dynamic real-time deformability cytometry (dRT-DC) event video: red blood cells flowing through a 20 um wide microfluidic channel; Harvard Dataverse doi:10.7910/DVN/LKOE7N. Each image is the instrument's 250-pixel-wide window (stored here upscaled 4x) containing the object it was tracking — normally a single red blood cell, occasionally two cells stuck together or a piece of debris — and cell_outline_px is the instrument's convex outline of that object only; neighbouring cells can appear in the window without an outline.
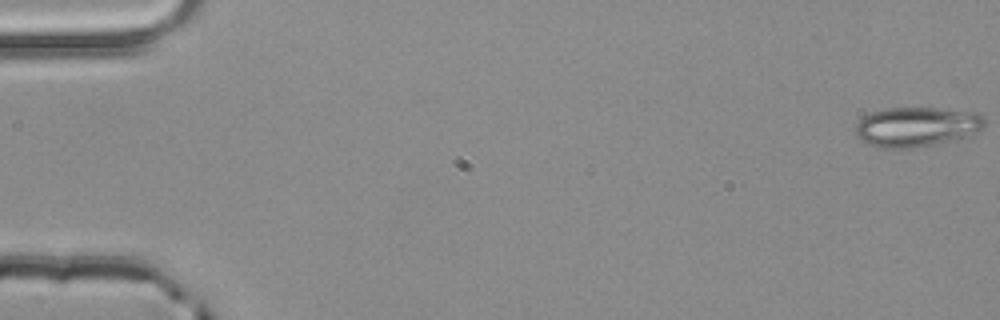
{"species": "common noctule bat (a hibernating species)", "species_latin": "Nyctalus noctula", "temperature_condition": "room temperature", "stored_images_in_passage": 4, "camera_frame_rate_fps": 3000, "um_per_image_px": 0.085, "animal": {"sex": "male", "body_mass_g": 20.4}, "frame": {"image": 1, "passage_image": 1, "time_ms": 0.0, "image_size_px": [1000, 320], "cell_outline_px": [[984, 128], [976, 132], [964, 136], [932, 144], [912, 148], [880, 148], [868, 144], [856, 136], [856, 124], [864, 116], [872, 112], [884, 108], [936, 108], [980, 112], [984, 116]], "centroid_in_image_um": [77.9, 10.76], "position_along_channel_um": 7.1, "area_um2": 29.71}}
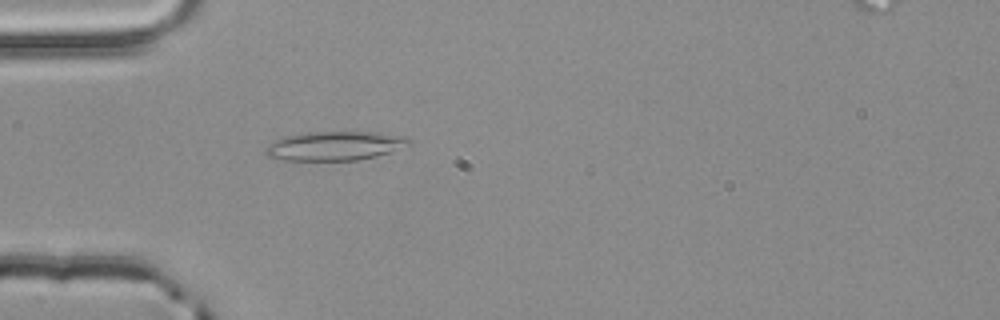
{"frame": {"image": 2, "passage_image": 4, "time_ms": 1.0, "image_size_px": [1000, 320], "cell_outline_px": [[412, 144], [392, 152], [376, 156], [356, 160], [284, 160], [268, 156], [264, 152], [264, 148], [268, 144], [284, 136], [308, 132], [376, 132], [404, 136], [412, 140]], "centroid_in_image_um": [28.48, 12.39], "position_along_channel_um": 56.5, "area_um2": 24.39}}